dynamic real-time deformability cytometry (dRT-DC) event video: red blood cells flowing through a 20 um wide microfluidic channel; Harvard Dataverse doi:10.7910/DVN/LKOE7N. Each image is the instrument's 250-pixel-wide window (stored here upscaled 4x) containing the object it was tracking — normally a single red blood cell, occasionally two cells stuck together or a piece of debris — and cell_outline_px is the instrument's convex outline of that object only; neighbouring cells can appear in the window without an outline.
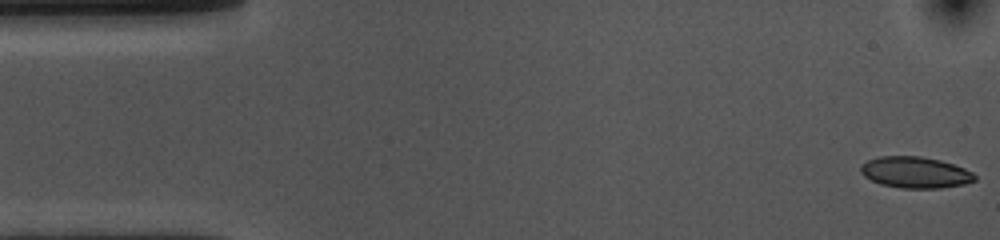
{"species": "common noctule bat (a hibernating species)", "species_latin": "Nyctalus noctula", "temperature_condition": "cold", "stored_images_in_passage": 54, "camera_frame_rate_fps": 3000, "um_per_image_px": 0.085, "animal": {"sex": "female", "body_mass_g": 10.0, "forearm_length_mm": 53.1}, "frame": {"image": 1, "passage_image": 1, "time_ms": 0.0, "image_size_px": [1000, 240], "cell_outline_px": [[976, 180], [964, 184], [940, 188], [900, 188], [880, 184], [864, 176], [860, 172], [860, 164], [868, 160], [880, 156], [920, 156], [940, 160], [964, 168], [972, 172], [976, 176]], "centroid_in_image_um": [77.78, 14.65], "position_along_channel_um": 7.2, "area_um2": 20.81}}
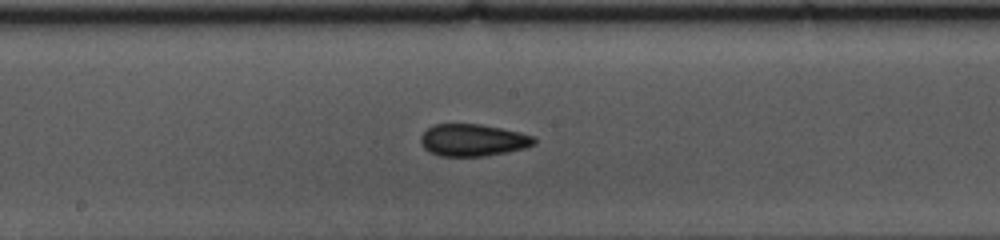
{"frame": {"image": 2, "passage_image": 27, "time_ms": 8.667, "image_size_px": [1000, 240], "cell_outline_px": [[536, 144], [528, 148], [508, 152], [484, 156], [440, 156], [428, 152], [420, 144], [420, 136], [432, 124], [480, 124], [520, 132], [536, 136]], "centroid_in_image_um": [40.22, 11.91], "position_along_channel_um": 208.0, "area_um2": 21.56}}
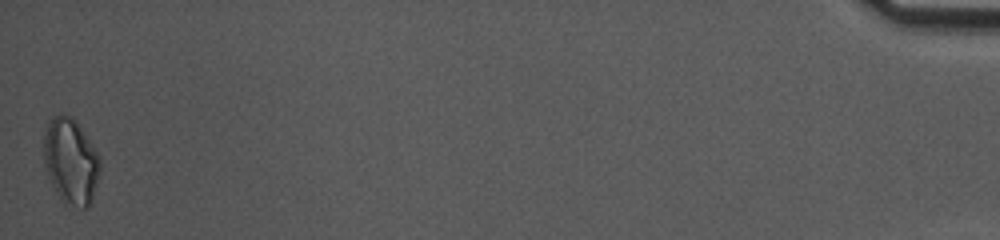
{"frame": {"image": 3, "passage_image": 54, "time_ms": 17.667, "image_size_px": [1000, 240], "cell_outline_px": [[100, 176], [88, 208], [80, 208], [64, 204], [56, 192], [52, 184], [44, 160], [44, 136], [48, 124], [60, 112], [72, 116], [76, 120], [100, 156]], "centroid_in_image_um": [6.05, 13.71], "position_along_channel_um": 429.2, "area_um2": 28.09}, "authors_computed_cell_mechanics": {"area_um2": 21.1548, "velocity_mm_per_s": 3.589, "shape_relaxation_time_tau1_ms": 7.03, "shape_relaxation_time_tau2_ms": 3.7735, "deformation_change_tau1": 0.1155, "deformation_change_tau2": 0.087}}